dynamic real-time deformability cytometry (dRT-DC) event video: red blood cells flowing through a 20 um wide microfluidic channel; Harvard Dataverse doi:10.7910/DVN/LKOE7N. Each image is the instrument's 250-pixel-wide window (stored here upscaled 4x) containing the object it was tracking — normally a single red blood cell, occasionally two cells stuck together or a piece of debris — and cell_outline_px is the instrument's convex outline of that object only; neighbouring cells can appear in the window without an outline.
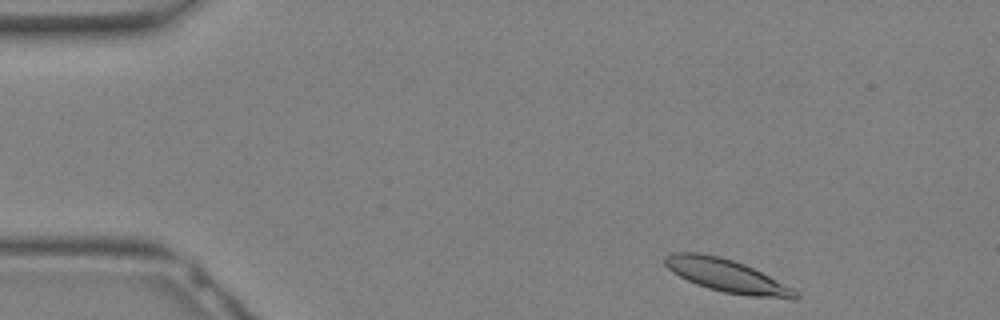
{"species": "Egyptian fruit bat (a non-hibernating species)", "species_latin": "Rousettus aegyptiacus", "temperature_condition": "warm", "stored_images_in_passage": 29, "camera_frame_rate_fps": 3000, "um_per_image_px": 0.085, "animal": {"sex": "female"}, "frame": {"image": 1, "passage_image": 1, "time_ms": 0.0, "image_size_px": [1000, 320], "cell_outline_px": [[800, 296], [796, 300], [792, 300], [748, 296], [724, 292], [708, 288], [696, 284], [672, 272], [664, 264], [664, 256], [672, 252], [700, 252], [720, 256], [744, 264], [792, 288]], "centroid_in_image_um": [61.76, 23.44], "position_along_channel_um": 23.2, "area_um2": 24.97}}
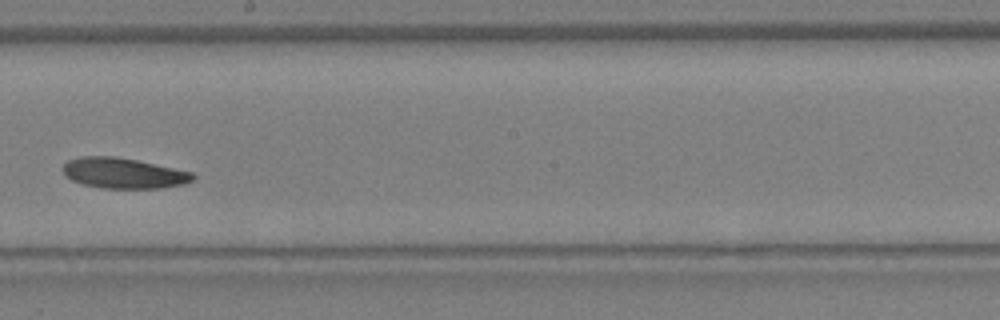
{"frame": {"image": 2, "passage_image": 15, "time_ms": 4.667, "image_size_px": [1000, 320], "cell_outline_px": [[196, 176], [192, 180], [184, 184], [160, 188], [100, 188], [84, 184], [72, 180], [64, 176], [64, 164], [68, 160], [80, 156], [112, 156], [136, 160], [192, 172]], "centroid_in_image_um": [10.48, 14.72], "position_along_channel_um": 237.7, "area_um2": 22.95}}
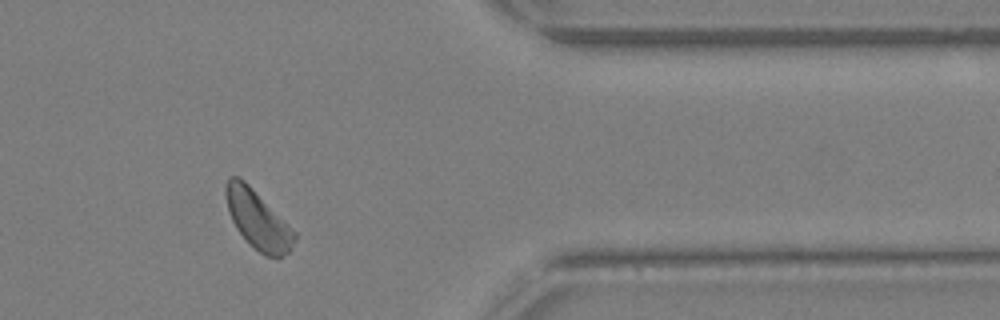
{"frame": {"image": 3, "passage_image": 23, "time_ms": 7.333, "image_size_px": [1000, 320], "cell_outline_px": [[296, 240], [288, 252], [280, 260], [276, 260], [264, 256], [248, 244], [236, 228], [228, 212], [224, 192], [224, 188], [228, 176], [240, 176], [296, 232]], "centroid_in_image_um": [21.9, 18.71], "position_along_channel_um": 389.5, "area_um2": 23.76}}